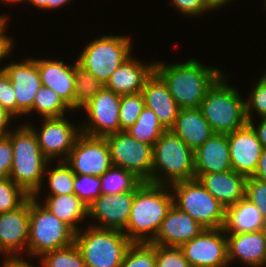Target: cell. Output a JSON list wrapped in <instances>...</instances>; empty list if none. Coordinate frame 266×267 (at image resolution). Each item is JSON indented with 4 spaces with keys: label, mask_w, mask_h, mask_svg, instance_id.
<instances>
[{
    "label": "cell",
    "mask_w": 266,
    "mask_h": 267,
    "mask_svg": "<svg viewBox=\"0 0 266 267\" xmlns=\"http://www.w3.org/2000/svg\"><path fill=\"white\" fill-rule=\"evenodd\" d=\"M156 267H191L179 247L155 245Z\"/></svg>",
    "instance_id": "ab89813d"
},
{
    "label": "cell",
    "mask_w": 266,
    "mask_h": 267,
    "mask_svg": "<svg viewBox=\"0 0 266 267\" xmlns=\"http://www.w3.org/2000/svg\"><path fill=\"white\" fill-rule=\"evenodd\" d=\"M170 130L193 151L214 134L199 108L180 109Z\"/></svg>",
    "instance_id": "484cf974"
},
{
    "label": "cell",
    "mask_w": 266,
    "mask_h": 267,
    "mask_svg": "<svg viewBox=\"0 0 266 267\" xmlns=\"http://www.w3.org/2000/svg\"><path fill=\"white\" fill-rule=\"evenodd\" d=\"M155 72L167 84L180 109L199 108L207 91L224 74L220 68L204 66L195 58L168 65L157 61Z\"/></svg>",
    "instance_id": "6da1fadb"
},
{
    "label": "cell",
    "mask_w": 266,
    "mask_h": 267,
    "mask_svg": "<svg viewBox=\"0 0 266 267\" xmlns=\"http://www.w3.org/2000/svg\"><path fill=\"white\" fill-rule=\"evenodd\" d=\"M261 78L256 82L254 88L245 99L247 120H253V111L258 117L266 116V71L263 72Z\"/></svg>",
    "instance_id": "f35d334b"
},
{
    "label": "cell",
    "mask_w": 266,
    "mask_h": 267,
    "mask_svg": "<svg viewBox=\"0 0 266 267\" xmlns=\"http://www.w3.org/2000/svg\"><path fill=\"white\" fill-rule=\"evenodd\" d=\"M87 42L77 63L103 85L118 67L131 57L132 40L128 35L106 34Z\"/></svg>",
    "instance_id": "ba28073f"
},
{
    "label": "cell",
    "mask_w": 266,
    "mask_h": 267,
    "mask_svg": "<svg viewBox=\"0 0 266 267\" xmlns=\"http://www.w3.org/2000/svg\"><path fill=\"white\" fill-rule=\"evenodd\" d=\"M9 16L6 14H0V42H14L13 38L6 35L8 27Z\"/></svg>",
    "instance_id": "681fc988"
},
{
    "label": "cell",
    "mask_w": 266,
    "mask_h": 267,
    "mask_svg": "<svg viewBox=\"0 0 266 267\" xmlns=\"http://www.w3.org/2000/svg\"><path fill=\"white\" fill-rule=\"evenodd\" d=\"M231 1H234V0H207L208 5L213 11L218 10L222 6L228 5V3L230 4Z\"/></svg>",
    "instance_id": "f5cc1de1"
},
{
    "label": "cell",
    "mask_w": 266,
    "mask_h": 267,
    "mask_svg": "<svg viewBox=\"0 0 266 267\" xmlns=\"http://www.w3.org/2000/svg\"><path fill=\"white\" fill-rule=\"evenodd\" d=\"M260 231H261V233L263 234V236L266 239V217H264V219H263V224L261 226V230Z\"/></svg>",
    "instance_id": "9f6ffc18"
},
{
    "label": "cell",
    "mask_w": 266,
    "mask_h": 267,
    "mask_svg": "<svg viewBox=\"0 0 266 267\" xmlns=\"http://www.w3.org/2000/svg\"><path fill=\"white\" fill-rule=\"evenodd\" d=\"M195 174L231 171L228 134L214 133L194 151Z\"/></svg>",
    "instance_id": "cb8c5ba5"
},
{
    "label": "cell",
    "mask_w": 266,
    "mask_h": 267,
    "mask_svg": "<svg viewBox=\"0 0 266 267\" xmlns=\"http://www.w3.org/2000/svg\"><path fill=\"white\" fill-rule=\"evenodd\" d=\"M134 191H127L118 195L101 194L89 207L88 218L94 219L91 226L124 231L127 227ZM100 223V224H99Z\"/></svg>",
    "instance_id": "2e32d148"
},
{
    "label": "cell",
    "mask_w": 266,
    "mask_h": 267,
    "mask_svg": "<svg viewBox=\"0 0 266 267\" xmlns=\"http://www.w3.org/2000/svg\"><path fill=\"white\" fill-rule=\"evenodd\" d=\"M2 265L0 267H36L33 263L23 259L21 255L4 256Z\"/></svg>",
    "instance_id": "bcb514c9"
},
{
    "label": "cell",
    "mask_w": 266,
    "mask_h": 267,
    "mask_svg": "<svg viewBox=\"0 0 266 267\" xmlns=\"http://www.w3.org/2000/svg\"><path fill=\"white\" fill-rule=\"evenodd\" d=\"M2 1V3L4 2V4H18V3H22V2H25L26 0H0Z\"/></svg>",
    "instance_id": "11a10c76"
},
{
    "label": "cell",
    "mask_w": 266,
    "mask_h": 267,
    "mask_svg": "<svg viewBox=\"0 0 266 267\" xmlns=\"http://www.w3.org/2000/svg\"><path fill=\"white\" fill-rule=\"evenodd\" d=\"M229 266L237 260L247 267L266 266V239L261 231L226 234Z\"/></svg>",
    "instance_id": "7402d4cb"
},
{
    "label": "cell",
    "mask_w": 266,
    "mask_h": 267,
    "mask_svg": "<svg viewBox=\"0 0 266 267\" xmlns=\"http://www.w3.org/2000/svg\"><path fill=\"white\" fill-rule=\"evenodd\" d=\"M29 226V198L17 209L0 213V255L14 256L26 252Z\"/></svg>",
    "instance_id": "ac0fdd59"
},
{
    "label": "cell",
    "mask_w": 266,
    "mask_h": 267,
    "mask_svg": "<svg viewBox=\"0 0 266 267\" xmlns=\"http://www.w3.org/2000/svg\"><path fill=\"white\" fill-rule=\"evenodd\" d=\"M48 183L49 191L47 195H66L74 194V178L75 174L71 170L70 166L65 161H59L56 167L48 168L46 166L44 179Z\"/></svg>",
    "instance_id": "d6a6232c"
},
{
    "label": "cell",
    "mask_w": 266,
    "mask_h": 267,
    "mask_svg": "<svg viewBox=\"0 0 266 267\" xmlns=\"http://www.w3.org/2000/svg\"><path fill=\"white\" fill-rule=\"evenodd\" d=\"M205 228L188 213L174 205L168 211L161 227L151 244L165 247H180L197 237Z\"/></svg>",
    "instance_id": "d6986e66"
},
{
    "label": "cell",
    "mask_w": 266,
    "mask_h": 267,
    "mask_svg": "<svg viewBox=\"0 0 266 267\" xmlns=\"http://www.w3.org/2000/svg\"><path fill=\"white\" fill-rule=\"evenodd\" d=\"M145 107L142 93L121 95L120 101V131H125L135 124L142 109Z\"/></svg>",
    "instance_id": "d590c367"
},
{
    "label": "cell",
    "mask_w": 266,
    "mask_h": 267,
    "mask_svg": "<svg viewBox=\"0 0 266 267\" xmlns=\"http://www.w3.org/2000/svg\"><path fill=\"white\" fill-rule=\"evenodd\" d=\"M245 197L249 199L263 217H266V182L255 177H247Z\"/></svg>",
    "instance_id": "60d3db41"
},
{
    "label": "cell",
    "mask_w": 266,
    "mask_h": 267,
    "mask_svg": "<svg viewBox=\"0 0 266 267\" xmlns=\"http://www.w3.org/2000/svg\"><path fill=\"white\" fill-rule=\"evenodd\" d=\"M131 56L110 76L104 87L119 95L141 93L146 80L155 71V62L145 64Z\"/></svg>",
    "instance_id": "44dd1931"
},
{
    "label": "cell",
    "mask_w": 266,
    "mask_h": 267,
    "mask_svg": "<svg viewBox=\"0 0 266 267\" xmlns=\"http://www.w3.org/2000/svg\"><path fill=\"white\" fill-rule=\"evenodd\" d=\"M13 117V115L0 106V138L7 137L11 132V127L9 125Z\"/></svg>",
    "instance_id": "f6af8a7d"
},
{
    "label": "cell",
    "mask_w": 266,
    "mask_h": 267,
    "mask_svg": "<svg viewBox=\"0 0 266 267\" xmlns=\"http://www.w3.org/2000/svg\"><path fill=\"white\" fill-rule=\"evenodd\" d=\"M224 74L207 91L199 109L214 133L229 134L248 123L245 99ZM227 78V80H226Z\"/></svg>",
    "instance_id": "277c9868"
},
{
    "label": "cell",
    "mask_w": 266,
    "mask_h": 267,
    "mask_svg": "<svg viewBox=\"0 0 266 267\" xmlns=\"http://www.w3.org/2000/svg\"><path fill=\"white\" fill-rule=\"evenodd\" d=\"M65 162L74 174L102 176L113 164L105 138L81 134Z\"/></svg>",
    "instance_id": "4fadbf2b"
},
{
    "label": "cell",
    "mask_w": 266,
    "mask_h": 267,
    "mask_svg": "<svg viewBox=\"0 0 266 267\" xmlns=\"http://www.w3.org/2000/svg\"><path fill=\"white\" fill-rule=\"evenodd\" d=\"M38 260L41 261V267H86L75 243L44 253Z\"/></svg>",
    "instance_id": "836d02e7"
},
{
    "label": "cell",
    "mask_w": 266,
    "mask_h": 267,
    "mask_svg": "<svg viewBox=\"0 0 266 267\" xmlns=\"http://www.w3.org/2000/svg\"><path fill=\"white\" fill-rule=\"evenodd\" d=\"M9 77L16 96V119L25 116L33 107L37 91L42 86L36 58L12 61L3 67Z\"/></svg>",
    "instance_id": "9a60e30c"
},
{
    "label": "cell",
    "mask_w": 266,
    "mask_h": 267,
    "mask_svg": "<svg viewBox=\"0 0 266 267\" xmlns=\"http://www.w3.org/2000/svg\"><path fill=\"white\" fill-rule=\"evenodd\" d=\"M120 101L121 95L106 89H101L91 100L80 108L87 114L81 132L91 137H106L120 132Z\"/></svg>",
    "instance_id": "8fae6325"
},
{
    "label": "cell",
    "mask_w": 266,
    "mask_h": 267,
    "mask_svg": "<svg viewBox=\"0 0 266 267\" xmlns=\"http://www.w3.org/2000/svg\"><path fill=\"white\" fill-rule=\"evenodd\" d=\"M14 42H0V62L2 63L3 59L9 57L10 53L13 51Z\"/></svg>",
    "instance_id": "f907efd6"
},
{
    "label": "cell",
    "mask_w": 266,
    "mask_h": 267,
    "mask_svg": "<svg viewBox=\"0 0 266 267\" xmlns=\"http://www.w3.org/2000/svg\"><path fill=\"white\" fill-rule=\"evenodd\" d=\"M166 130L154 112L144 107L135 124L125 131L139 142L153 146Z\"/></svg>",
    "instance_id": "f546056e"
},
{
    "label": "cell",
    "mask_w": 266,
    "mask_h": 267,
    "mask_svg": "<svg viewBox=\"0 0 266 267\" xmlns=\"http://www.w3.org/2000/svg\"><path fill=\"white\" fill-rule=\"evenodd\" d=\"M47 1L48 0H26L29 4L33 5V7H37L40 10H47Z\"/></svg>",
    "instance_id": "db71d44e"
},
{
    "label": "cell",
    "mask_w": 266,
    "mask_h": 267,
    "mask_svg": "<svg viewBox=\"0 0 266 267\" xmlns=\"http://www.w3.org/2000/svg\"><path fill=\"white\" fill-rule=\"evenodd\" d=\"M40 202L39 198L29 197L30 226L26 254L37 259L75 241V231Z\"/></svg>",
    "instance_id": "8992f818"
},
{
    "label": "cell",
    "mask_w": 266,
    "mask_h": 267,
    "mask_svg": "<svg viewBox=\"0 0 266 267\" xmlns=\"http://www.w3.org/2000/svg\"><path fill=\"white\" fill-rule=\"evenodd\" d=\"M173 205L188 213L206 229L223 228L225 207L214 198L197 178L170 186Z\"/></svg>",
    "instance_id": "9c48e42d"
},
{
    "label": "cell",
    "mask_w": 266,
    "mask_h": 267,
    "mask_svg": "<svg viewBox=\"0 0 266 267\" xmlns=\"http://www.w3.org/2000/svg\"><path fill=\"white\" fill-rule=\"evenodd\" d=\"M74 194L88 207L102 194L100 177L75 174Z\"/></svg>",
    "instance_id": "74e56055"
},
{
    "label": "cell",
    "mask_w": 266,
    "mask_h": 267,
    "mask_svg": "<svg viewBox=\"0 0 266 267\" xmlns=\"http://www.w3.org/2000/svg\"><path fill=\"white\" fill-rule=\"evenodd\" d=\"M75 74V111L80 110L89 100H91L104 85L87 70L74 62Z\"/></svg>",
    "instance_id": "1f68e13d"
},
{
    "label": "cell",
    "mask_w": 266,
    "mask_h": 267,
    "mask_svg": "<svg viewBox=\"0 0 266 267\" xmlns=\"http://www.w3.org/2000/svg\"><path fill=\"white\" fill-rule=\"evenodd\" d=\"M195 178L194 151L170 129L153 145L151 183L171 186Z\"/></svg>",
    "instance_id": "5b68a950"
},
{
    "label": "cell",
    "mask_w": 266,
    "mask_h": 267,
    "mask_svg": "<svg viewBox=\"0 0 266 267\" xmlns=\"http://www.w3.org/2000/svg\"><path fill=\"white\" fill-rule=\"evenodd\" d=\"M120 267H156L155 244L132 243Z\"/></svg>",
    "instance_id": "e575fe53"
},
{
    "label": "cell",
    "mask_w": 266,
    "mask_h": 267,
    "mask_svg": "<svg viewBox=\"0 0 266 267\" xmlns=\"http://www.w3.org/2000/svg\"><path fill=\"white\" fill-rule=\"evenodd\" d=\"M0 106L16 118V96L3 67L0 68Z\"/></svg>",
    "instance_id": "b9f144b4"
},
{
    "label": "cell",
    "mask_w": 266,
    "mask_h": 267,
    "mask_svg": "<svg viewBox=\"0 0 266 267\" xmlns=\"http://www.w3.org/2000/svg\"><path fill=\"white\" fill-rule=\"evenodd\" d=\"M252 177L266 182V148L263 149L257 163L256 171Z\"/></svg>",
    "instance_id": "c3c4849f"
},
{
    "label": "cell",
    "mask_w": 266,
    "mask_h": 267,
    "mask_svg": "<svg viewBox=\"0 0 266 267\" xmlns=\"http://www.w3.org/2000/svg\"><path fill=\"white\" fill-rule=\"evenodd\" d=\"M100 180L101 193L113 195L135 191L143 183L133 172L114 165L100 176Z\"/></svg>",
    "instance_id": "f1b7e54d"
},
{
    "label": "cell",
    "mask_w": 266,
    "mask_h": 267,
    "mask_svg": "<svg viewBox=\"0 0 266 267\" xmlns=\"http://www.w3.org/2000/svg\"><path fill=\"white\" fill-rule=\"evenodd\" d=\"M8 134L13 148L9 178L29 196L38 199L44 184L46 166L52 164L42 153L37 137L27 122Z\"/></svg>",
    "instance_id": "3957f363"
},
{
    "label": "cell",
    "mask_w": 266,
    "mask_h": 267,
    "mask_svg": "<svg viewBox=\"0 0 266 267\" xmlns=\"http://www.w3.org/2000/svg\"><path fill=\"white\" fill-rule=\"evenodd\" d=\"M30 196L9 177L0 179V213L13 211Z\"/></svg>",
    "instance_id": "8d00e7d4"
},
{
    "label": "cell",
    "mask_w": 266,
    "mask_h": 267,
    "mask_svg": "<svg viewBox=\"0 0 266 267\" xmlns=\"http://www.w3.org/2000/svg\"><path fill=\"white\" fill-rule=\"evenodd\" d=\"M75 232L74 243L86 267H120L132 242L123 231L98 228L88 224ZM82 230V231H81Z\"/></svg>",
    "instance_id": "52a82bcc"
},
{
    "label": "cell",
    "mask_w": 266,
    "mask_h": 267,
    "mask_svg": "<svg viewBox=\"0 0 266 267\" xmlns=\"http://www.w3.org/2000/svg\"><path fill=\"white\" fill-rule=\"evenodd\" d=\"M260 123L255 125L253 120H248V123L255 130L258 140L262 143L263 148H266V116L260 117Z\"/></svg>",
    "instance_id": "7dc6e473"
},
{
    "label": "cell",
    "mask_w": 266,
    "mask_h": 267,
    "mask_svg": "<svg viewBox=\"0 0 266 267\" xmlns=\"http://www.w3.org/2000/svg\"><path fill=\"white\" fill-rule=\"evenodd\" d=\"M170 2L171 6L187 17L198 18V16L206 12L213 11L207 0H170Z\"/></svg>",
    "instance_id": "7bdbcfd3"
},
{
    "label": "cell",
    "mask_w": 266,
    "mask_h": 267,
    "mask_svg": "<svg viewBox=\"0 0 266 267\" xmlns=\"http://www.w3.org/2000/svg\"><path fill=\"white\" fill-rule=\"evenodd\" d=\"M42 203L51 213L68 224L75 232L79 231V223L88 217V206L75 194L44 195Z\"/></svg>",
    "instance_id": "83f0119b"
},
{
    "label": "cell",
    "mask_w": 266,
    "mask_h": 267,
    "mask_svg": "<svg viewBox=\"0 0 266 267\" xmlns=\"http://www.w3.org/2000/svg\"><path fill=\"white\" fill-rule=\"evenodd\" d=\"M72 0H48L47 1V11L54 9H60V7H64V5H67L71 3Z\"/></svg>",
    "instance_id": "816d5d0a"
},
{
    "label": "cell",
    "mask_w": 266,
    "mask_h": 267,
    "mask_svg": "<svg viewBox=\"0 0 266 267\" xmlns=\"http://www.w3.org/2000/svg\"><path fill=\"white\" fill-rule=\"evenodd\" d=\"M67 118H43L42 126L39 127L41 129L27 123L35 133L43 155L49 161H65L82 134L80 124L77 127Z\"/></svg>",
    "instance_id": "7c38bea8"
},
{
    "label": "cell",
    "mask_w": 266,
    "mask_h": 267,
    "mask_svg": "<svg viewBox=\"0 0 266 267\" xmlns=\"http://www.w3.org/2000/svg\"><path fill=\"white\" fill-rule=\"evenodd\" d=\"M141 93L145 107L154 112L167 130L170 129L175 123L180 108L171 96L167 84L155 71L146 80Z\"/></svg>",
    "instance_id": "603a6c76"
},
{
    "label": "cell",
    "mask_w": 266,
    "mask_h": 267,
    "mask_svg": "<svg viewBox=\"0 0 266 267\" xmlns=\"http://www.w3.org/2000/svg\"><path fill=\"white\" fill-rule=\"evenodd\" d=\"M195 178L225 208L245 197L247 177L234 170L222 173L195 174Z\"/></svg>",
    "instance_id": "d4e9b609"
},
{
    "label": "cell",
    "mask_w": 266,
    "mask_h": 267,
    "mask_svg": "<svg viewBox=\"0 0 266 267\" xmlns=\"http://www.w3.org/2000/svg\"><path fill=\"white\" fill-rule=\"evenodd\" d=\"M36 64L42 85L52 89L75 112L74 63L36 58Z\"/></svg>",
    "instance_id": "ffe728a7"
},
{
    "label": "cell",
    "mask_w": 266,
    "mask_h": 267,
    "mask_svg": "<svg viewBox=\"0 0 266 267\" xmlns=\"http://www.w3.org/2000/svg\"><path fill=\"white\" fill-rule=\"evenodd\" d=\"M172 206L170 186L143 182L134 191L130 218L123 232L132 243H151Z\"/></svg>",
    "instance_id": "7a4b0ae2"
},
{
    "label": "cell",
    "mask_w": 266,
    "mask_h": 267,
    "mask_svg": "<svg viewBox=\"0 0 266 267\" xmlns=\"http://www.w3.org/2000/svg\"><path fill=\"white\" fill-rule=\"evenodd\" d=\"M264 217L246 197L225 208L223 230L226 234L256 232L261 230Z\"/></svg>",
    "instance_id": "4316f807"
},
{
    "label": "cell",
    "mask_w": 266,
    "mask_h": 267,
    "mask_svg": "<svg viewBox=\"0 0 266 267\" xmlns=\"http://www.w3.org/2000/svg\"><path fill=\"white\" fill-rule=\"evenodd\" d=\"M191 267H227V237L223 228L204 229L179 247Z\"/></svg>",
    "instance_id": "5bb4252c"
},
{
    "label": "cell",
    "mask_w": 266,
    "mask_h": 267,
    "mask_svg": "<svg viewBox=\"0 0 266 267\" xmlns=\"http://www.w3.org/2000/svg\"><path fill=\"white\" fill-rule=\"evenodd\" d=\"M13 162V148L8 137L0 138V179L8 178Z\"/></svg>",
    "instance_id": "ee69618b"
},
{
    "label": "cell",
    "mask_w": 266,
    "mask_h": 267,
    "mask_svg": "<svg viewBox=\"0 0 266 267\" xmlns=\"http://www.w3.org/2000/svg\"><path fill=\"white\" fill-rule=\"evenodd\" d=\"M73 111L52 89L41 86L37 91L32 109L25 115L37 112L40 118L64 117Z\"/></svg>",
    "instance_id": "4dcf8cb0"
},
{
    "label": "cell",
    "mask_w": 266,
    "mask_h": 267,
    "mask_svg": "<svg viewBox=\"0 0 266 267\" xmlns=\"http://www.w3.org/2000/svg\"><path fill=\"white\" fill-rule=\"evenodd\" d=\"M232 170L246 177L254 175L263 146L253 127L247 123L228 134Z\"/></svg>",
    "instance_id": "e0dca14e"
},
{
    "label": "cell",
    "mask_w": 266,
    "mask_h": 267,
    "mask_svg": "<svg viewBox=\"0 0 266 267\" xmlns=\"http://www.w3.org/2000/svg\"><path fill=\"white\" fill-rule=\"evenodd\" d=\"M112 164L133 172L143 182L151 183L153 146L139 142L126 131L106 137Z\"/></svg>",
    "instance_id": "30bf717a"
},
{
    "label": "cell",
    "mask_w": 266,
    "mask_h": 267,
    "mask_svg": "<svg viewBox=\"0 0 266 267\" xmlns=\"http://www.w3.org/2000/svg\"><path fill=\"white\" fill-rule=\"evenodd\" d=\"M262 2L264 4V8L266 9V0H263Z\"/></svg>",
    "instance_id": "6f0895ef"
}]
</instances>
